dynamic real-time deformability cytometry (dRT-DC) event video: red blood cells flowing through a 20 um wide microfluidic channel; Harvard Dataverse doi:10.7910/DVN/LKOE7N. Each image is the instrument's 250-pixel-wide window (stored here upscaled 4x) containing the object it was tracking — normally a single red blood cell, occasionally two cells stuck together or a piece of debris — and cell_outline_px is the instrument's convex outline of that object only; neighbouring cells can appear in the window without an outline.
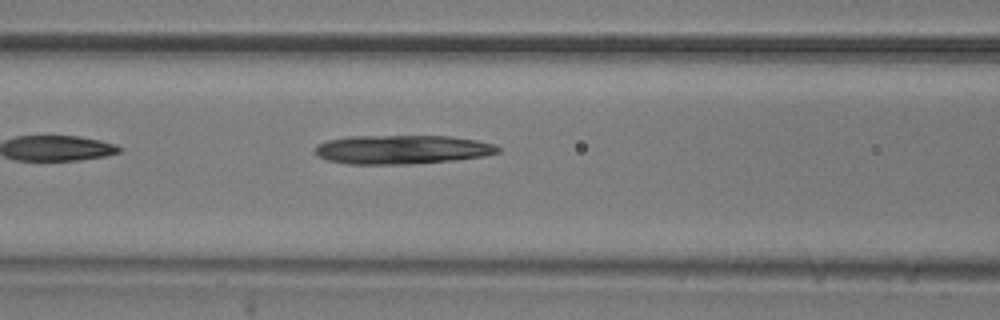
{"species": "common noctule bat (a hibernating species)", "species_latin": "Nyctalus noctula", "temperature_condition": "room temperature", "stored_images_in_passage": 3, "camera_frame_rate_fps": 3000, "um_per_image_px": 0.085, "animal": {"sex": "male", "body_mass_g": 20.5, "forearm_length_mm": 52.5}, "frame": {"image": 1, "passage_image": 3, "time_ms": 0.667, "image_size_px": [1000, 320], "cell_outline_px": [[500, 152], [484, 156], [456, 160], [412, 164], [348, 164], [328, 160], [320, 156], [316, 152], [316, 144], [328, 140], [348, 136], [452, 136], [476, 140], [492, 144], [500, 148]], "centroid_in_image_um": [34.19, 12.71], "position_along_channel_um": 132.4, "area_um2": 30.87}}